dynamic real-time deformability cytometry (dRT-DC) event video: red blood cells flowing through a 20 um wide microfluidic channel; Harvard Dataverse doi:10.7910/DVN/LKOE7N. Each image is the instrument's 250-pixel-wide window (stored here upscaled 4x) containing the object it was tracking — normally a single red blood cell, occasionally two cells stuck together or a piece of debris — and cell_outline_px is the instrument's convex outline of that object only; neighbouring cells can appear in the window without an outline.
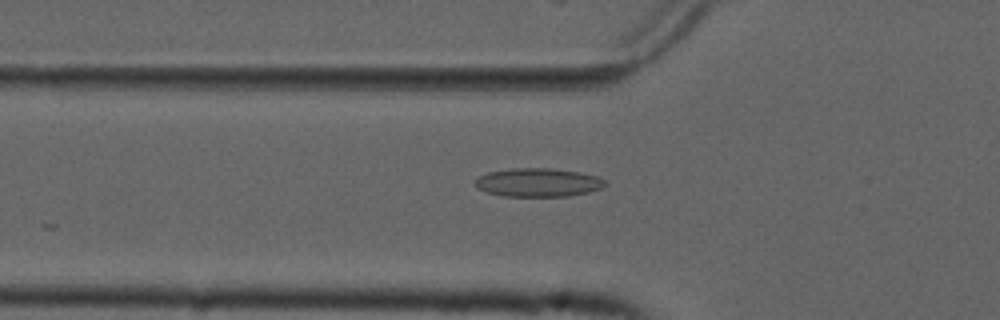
{"species": "common noctule bat (a hibernating species)", "species_latin": "Nyctalus noctula", "temperature_condition": "cold", "stored_images_in_passage": 12, "camera_frame_rate_fps": 3000, "um_per_image_px": 0.085, "animal": {"sex": "male", "forearm_length_mm": 52.5}, "frame": {"image": 1, "passage_image": 4, "time_ms": 1.0, "image_size_px": [1000, 320], "cell_outline_px": [[604, 184], [600, 188], [588, 192], [568, 196], [504, 196], [488, 192], [476, 188], [476, 180], [480, 176], [488, 172], [512, 168], [552, 168], [580, 172], [600, 176], [604, 180]], "centroid_in_image_um": [45.75, 15.5], "position_along_channel_um": 80.1, "area_um2": 21.5}}
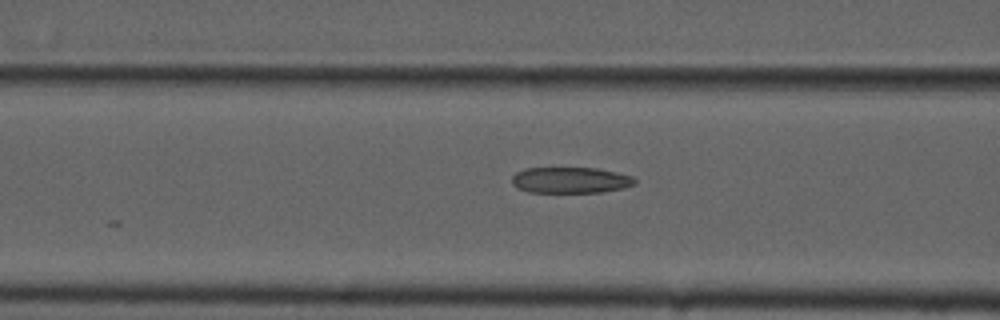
{"frame": {"image": 2, "passage_image": 7, "time_ms": 2.0, "image_size_px": [1000, 320], "cell_outline_px": [[636, 184], [624, 188], [600, 192], [528, 192], [516, 188], [512, 184], [512, 176], [516, 172], [524, 168], [596, 168], [616, 172], [632, 176], [636, 180]], "centroid_in_image_um": [48.47, 15.31], "position_along_channel_um": 118.1, "area_um2": 18.73}}
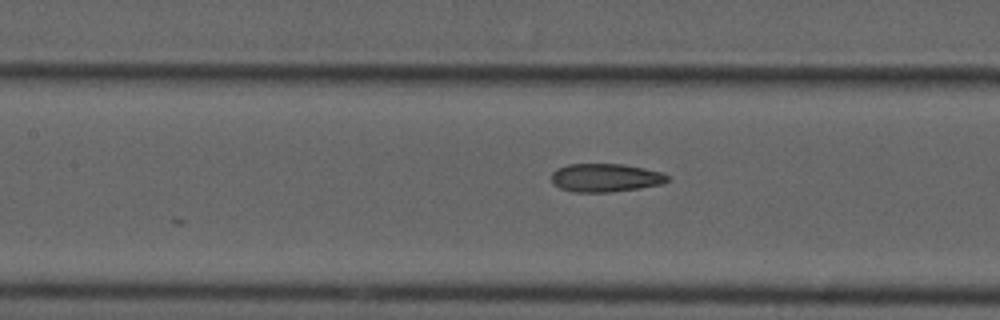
{"frame": {"image": 3, "passage_image": 10, "time_ms": 3.0, "image_size_px": [1000, 320], "cell_outline_px": [[668, 180], [660, 184], [640, 188], [612, 192], [576, 192], [560, 188], [552, 184], [552, 172], [556, 168], [568, 164], [624, 164], [644, 168], [660, 172], [668, 176]], "centroid_in_image_um": [51.42, 15.1], "position_along_channel_um": 156.0, "area_um2": 19.13}}